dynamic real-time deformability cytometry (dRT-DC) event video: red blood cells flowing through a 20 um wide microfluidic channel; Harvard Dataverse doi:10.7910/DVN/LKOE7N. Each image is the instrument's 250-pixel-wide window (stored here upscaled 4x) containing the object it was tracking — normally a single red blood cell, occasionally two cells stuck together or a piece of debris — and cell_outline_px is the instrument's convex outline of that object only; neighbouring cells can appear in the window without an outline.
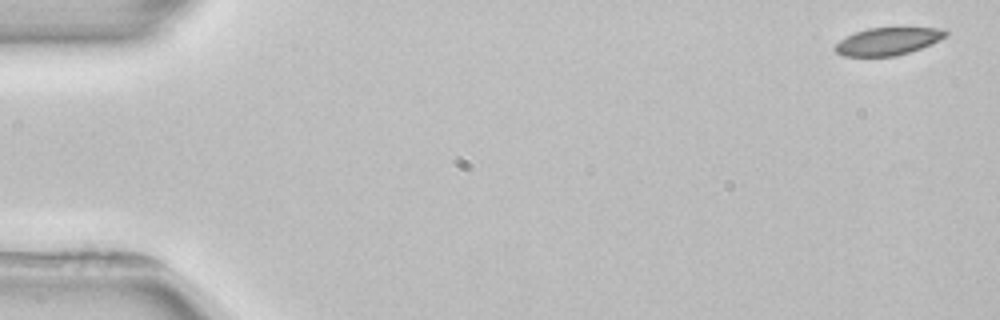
{"species": "common noctule bat (a hibernating species)", "species_latin": "Nyctalus noctula", "temperature_condition": "room temperature", "stored_images_in_passage": 4, "camera_frame_rate_fps": 3000, "um_per_image_px": 0.085, "animal": {"sex": "female", "body_mass_g": 22.7, "forearm_length_mm": 54.2}, "frame": {"image": 1, "passage_image": 1, "time_ms": 0.0, "image_size_px": [1000, 320], "cell_outline_px": [[948, 36], [940, 40], [920, 48], [896, 56], [844, 56], [836, 52], [836, 44], [840, 40], [856, 32], [868, 28], [944, 28], [948, 32]], "centroid_in_image_um": [75.51, 3.51], "position_along_channel_um": 9.5, "area_um2": 17.51}}
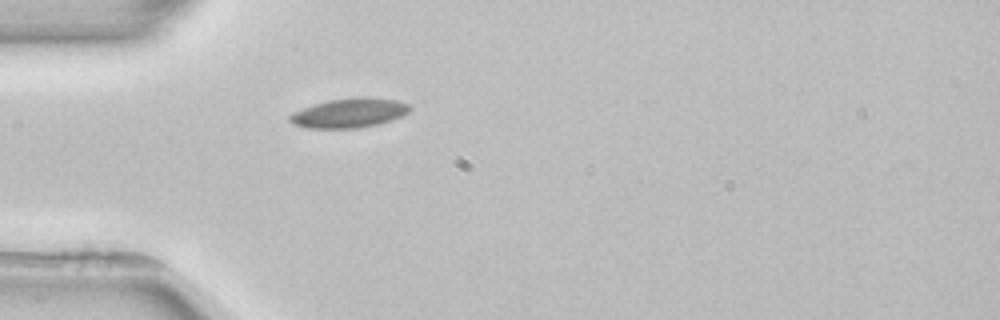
{"frame": {"image": 2, "passage_image": 4, "time_ms": 4.667, "image_size_px": [1000, 320], "cell_outline_px": [[412, 108], [408, 112], [392, 120], [360, 128], [304, 128], [292, 124], [288, 120], [288, 116], [292, 112], [328, 100], [356, 96], [368, 96], [396, 100], [408, 104]], "centroid_in_image_um": [29.66, 9.59], "position_along_channel_um": 55.3, "area_um2": 20.75}}